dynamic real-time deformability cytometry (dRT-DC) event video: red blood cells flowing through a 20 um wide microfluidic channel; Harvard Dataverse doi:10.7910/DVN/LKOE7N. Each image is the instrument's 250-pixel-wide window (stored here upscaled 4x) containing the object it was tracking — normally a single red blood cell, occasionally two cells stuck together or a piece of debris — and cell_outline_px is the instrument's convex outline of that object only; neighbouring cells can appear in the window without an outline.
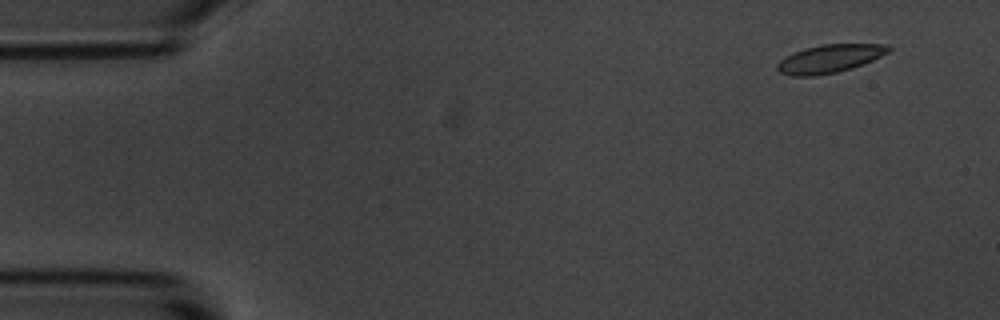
{"species": "common noctule bat (a hibernating species)", "species_latin": "Nyctalus noctula", "temperature_condition": "room temperature", "stored_images_in_passage": 15, "camera_frame_rate_fps": 3000, "um_per_image_px": 0.085, "animal": {"sex": "male", "body_mass_g": 20.1, "forearm_length_mm": 53.5}, "frame": {"image": 1, "passage_image": 2, "time_ms": 1.0, "image_size_px": [1000, 320], "cell_outline_px": [[892, 48], [888, 52], [872, 60], [852, 68], [836, 72], [816, 76], [792, 76], [780, 72], [776, 68], [776, 64], [784, 56], [804, 48], [820, 44], [888, 44]], "centroid_in_image_um": [70.49, 4.98], "position_along_channel_um": 14.5, "area_um2": 18.32}}
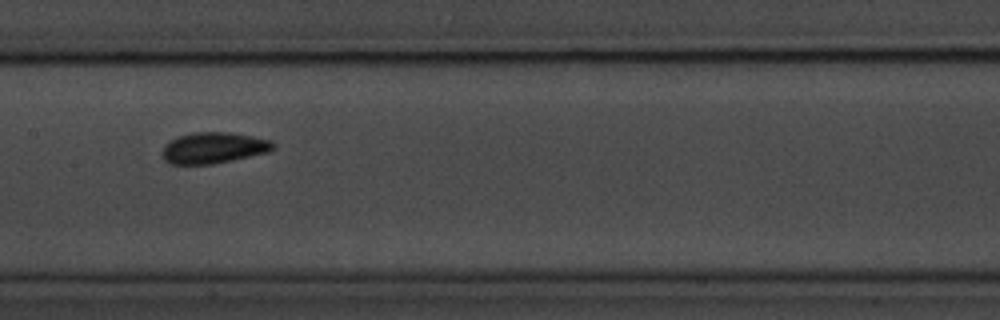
{"frame": {"image": 2, "passage_image": 8, "time_ms": 8.667, "image_size_px": [1000, 320], "cell_outline_px": [[276, 148], [268, 152], [232, 160], [212, 164], [168, 164], [164, 160], [160, 152], [164, 144], [168, 140], [176, 136], [192, 132], [228, 132], [252, 136], [272, 140], [276, 144]], "centroid_in_image_um": [18.11, 12.56], "position_along_channel_um": 189.3, "area_um2": 20.52}}
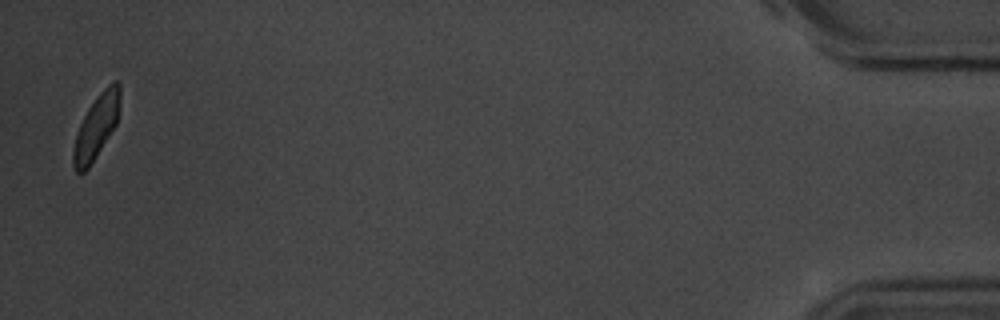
{"frame": {"image": 3, "passage_image": 15, "time_ms": 17.667, "image_size_px": [1000, 320], "cell_outline_px": [[120, 96], [116, 124], [88, 168], [84, 172], [76, 172], [72, 164], [72, 152], [76, 132], [88, 108], [96, 96], [108, 84], [116, 80], [120, 84]], "centroid_in_image_um": [8.16, 10.76], "position_along_channel_um": 427.0, "area_um2": 17.11}, "authors_computed_cell_mechanics": {"area_um2": 18.496, "velocity_mm_per_s": 3.6632, "shape_relaxation_time_tau1_ms": 5.5636, "shape_relaxation_time_tau2_ms": null, "deformation_change_tau1": 0.0908, "deformation_change_tau2": null}}